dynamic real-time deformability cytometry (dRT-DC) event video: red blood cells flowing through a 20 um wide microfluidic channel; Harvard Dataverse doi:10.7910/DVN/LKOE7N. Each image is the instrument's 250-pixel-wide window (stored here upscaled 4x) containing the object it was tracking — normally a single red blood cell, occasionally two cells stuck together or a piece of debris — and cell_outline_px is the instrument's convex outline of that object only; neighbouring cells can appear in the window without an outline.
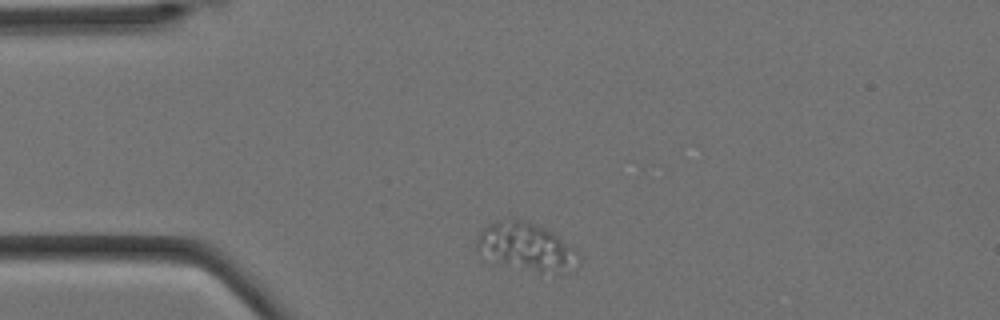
{"species": "Egyptian fruit bat (a non-hibernating species)", "species_latin": "Rousettus aegyptiacus", "temperature_condition": "cold", "stored_images_in_passage": 2, "camera_frame_rate_fps": 3000, "um_per_image_px": 0.085, "animal": {"sex": "female"}, "frame": {"image": 1, "passage_image": 1, "time_ms": 0.0, "image_size_px": [1000, 320], "cell_outline_px": [[580, 264], [568, 272], [556, 276], [540, 272], [496, 260], [476, 248], [476, 240], [480, 232], [488, 224], [496, 220], [508, 216], [512, 216], [528, 220], [552, 232], [580, 252]], "centroid_in_image_um": [44.83, 20.94], "position_along_channel_um": 40.2, "area_um2": 28.61}}